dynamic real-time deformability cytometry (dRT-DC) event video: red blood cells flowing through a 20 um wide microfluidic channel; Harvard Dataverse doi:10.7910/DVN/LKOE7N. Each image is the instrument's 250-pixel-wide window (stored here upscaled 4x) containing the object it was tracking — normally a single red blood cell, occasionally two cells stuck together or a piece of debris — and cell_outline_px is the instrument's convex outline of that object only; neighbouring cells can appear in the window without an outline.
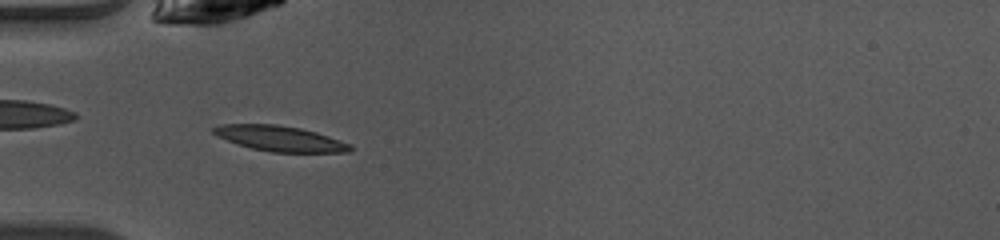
{"species": "common noctule bat (a hibernating species)", "species_latin": "Nyctalus noctula", "temperature_condition": "warm", "stored_images_in_passage": 35, "camera_frame_rate_fps": 3000, "um_per_image_px": 0.085, "animal": {"sex": "female", "body_mass_g": 10.0, "forearm_length_mm": 53.1}, "frame": {"image": 1, "passage_image": 2, "time_ms": 0.333, "image_size_px": [1000, 240], "cell_outline_px": [[352, 148], [348, 152], [272, 152], [252, 148], [236, 144], [216, 136], [212, 132], [212, 128], [220, 124], [276, 124], [300, 128], [316, 132], [352, 144]], "centroid_in_image_um": [23.76, 11.77], "position_along_channel_um": 61.2, "area_um2": 20.23}}
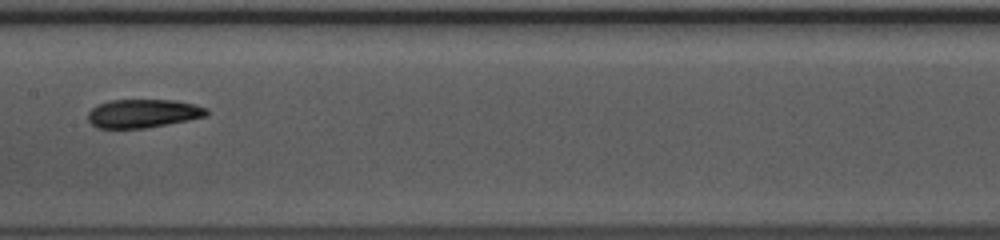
{"frame": {"image": 2, "passage_image": 12, "time_ms": 3.667, "image_size_px": [1000, 240], "cell_outline_px": [[208, 112], [204, 116], [188, 120], [144, 128], [96, 128], [88, 120], [88, 112], [96, 104], [108, 100], [176, 100], [208, 108]], "centroid_in_image_um": [12.11, 9.63], "position_along_channel_um": 195.3, "area_um2": 19.65}}
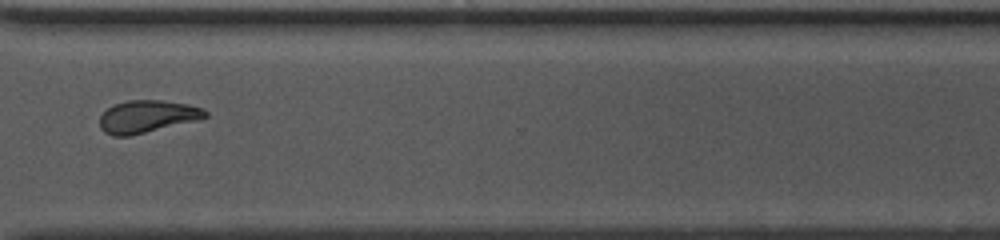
{"frame": {"image": 3, "passage_image": 24, "time_ms": 7.667, "image_size_px": [1000, 240], "cell_outline_px": [[208, 116], [200, 120], [128, 136], [112, 136], [104, 132], [100, 128], [100, 116], [108, 108], [116, 104], [128, 100], [160, 100], [188, 104], [204, 108], [208, 112]], "centroid_in_image_um": [12.54, 9.9], "position_along_channel_um": 358.1, "area_um2": 20.0}, "authors_computed_cell_mechanics": {"area_um2": 19.8832, "velocity_mm_per_s": 4.0815, "shape_relaxation_time_tau1_ms": 3.7798, "shape_relaxation_time_tau2_ms": 2.6917, "deformation_change_tau1": 0.1614, "deformation_change_tau2": 0.0822}}